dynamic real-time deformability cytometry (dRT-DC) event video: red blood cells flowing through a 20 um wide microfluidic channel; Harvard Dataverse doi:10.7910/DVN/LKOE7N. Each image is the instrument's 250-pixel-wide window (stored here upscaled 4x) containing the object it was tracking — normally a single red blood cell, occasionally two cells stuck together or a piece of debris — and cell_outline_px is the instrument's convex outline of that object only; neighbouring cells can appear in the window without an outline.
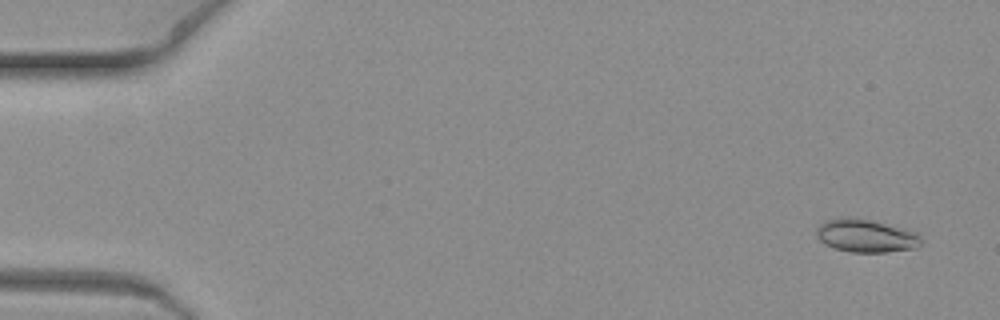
{"species": "common noctule bat (a hibernating species)", "species_latin": "Nyctalus noctula", "temperature_condition": "warm", "stored_images_in_passage": 9, "camera_frame_rate_fps": 3000, "um_per_image_px": 0.085, "animal": {"sex": "female", "body_mass_g": 19.3, "forearm_length_mm": 54.1}, "frame": {"image": 1, "passage_image": 1, "time_ms": 0.0, "image_size_px": [1000, 320], "cell_outline_px": [[920, 244], [916, 248], [884, 252], [852, 252], [832, 248], [824, 244], [816, 236], [816, 228], [824, 220], [868, 220], [908, 228], [916, 232], [920, 236]], "centroid_in_image_um": [73.63, 20.08], "position_along_channel_um": 11.4, "area_um2": 19.71}}
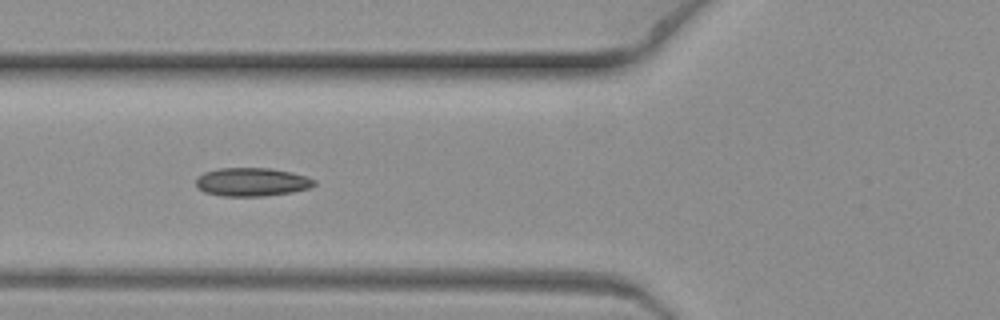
{"frame": {"image": 2, "passage_image": 8, "time_ms": 2.333, "image_size_px": [1000, 320], "cell_outline_px": [[316, 184], [308, 188], [292, 192], [264, 196], [224, 196], [204, 192], [196, 188], [196, 180], [204, 172], [220, 168], [272, 168], [292, 172], [316, 180]], "centroid_in_image_um": [21.4, 15.47], "position_along_channel_um": 104.4, "area_um2": 19.59}}
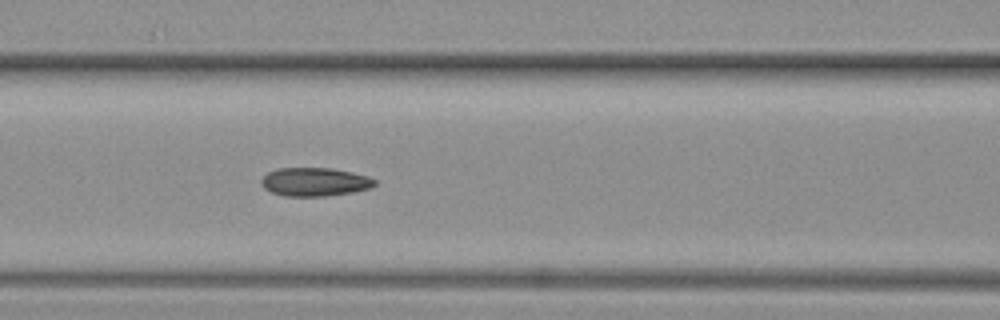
{"frame": {"image": 3, "passage_image": 9, "time_ms": 2.667, "image_size_px": [1000, 320], "cell_outline_px": [[376, 184], [372, 188], [352, 192], [324, 196], [284, 196], [272, 192], [264, 188], [260, 180], [268, 172], [276, 168], [332, 168], [352, 172], [368, 176], [376, 180]], "centroid_in_image_um": [26.76, 15.45], "position_along_channel_um": 139.8, "area_um2": 18.9}}